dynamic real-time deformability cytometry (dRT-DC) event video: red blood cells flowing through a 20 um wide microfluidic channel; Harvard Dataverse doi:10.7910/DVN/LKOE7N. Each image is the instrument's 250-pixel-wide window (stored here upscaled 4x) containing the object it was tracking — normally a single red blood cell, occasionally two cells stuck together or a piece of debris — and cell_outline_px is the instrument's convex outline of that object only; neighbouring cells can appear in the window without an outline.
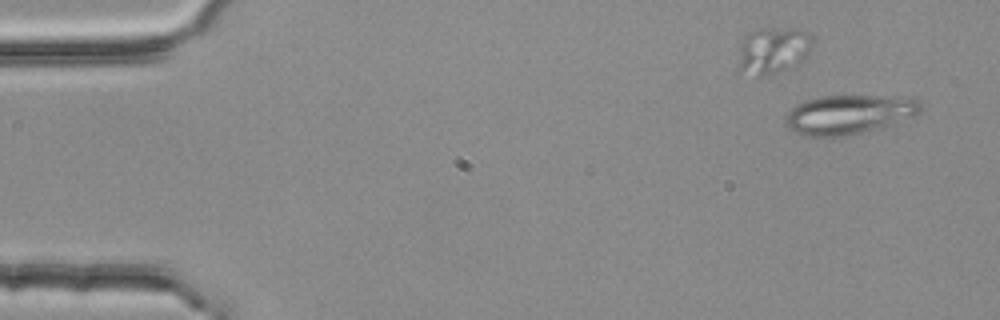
{"species": "common noctule bat (a hibernating species)", "species_latin": "Nyctalus noctula", "temperature_condition": "room temperature", "stored_images_in_passage": 3, "camera_frame_rate_fps": 3000, "um_per_image_px": 0.085, "animal": {"sex": "female", "body_mass_g": 25.1}, "frame": {"image": 1, "passage_image": 1, "time_ms": 0.0, "image_size_px": [1000, 320], "cell_outline_px": [[924, 108], [916, 116], [892, 124], [860, 132], [840, 136], [800, 136], [788, 128], [784, 124], [784, 116], [796, 104], [804, 100], [820, 96], [912, 96], [920, 100]], "centroid_in_image_um": [72.18, 9.7], "position_along_channel_um": 12.8, "area_um2": 31.39}}